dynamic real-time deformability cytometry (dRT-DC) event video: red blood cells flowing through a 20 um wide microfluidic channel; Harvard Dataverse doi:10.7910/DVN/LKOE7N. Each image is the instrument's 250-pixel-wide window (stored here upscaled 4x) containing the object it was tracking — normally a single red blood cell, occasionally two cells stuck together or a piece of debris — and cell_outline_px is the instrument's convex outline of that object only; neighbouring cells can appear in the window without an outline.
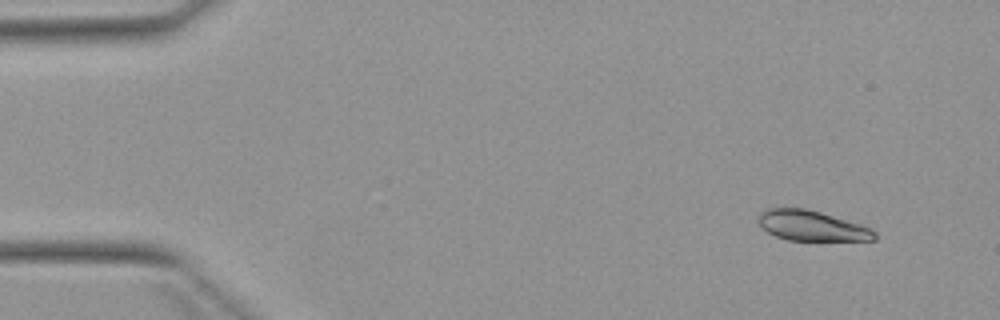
{"species": "Egyptian fruit bat (a non-hibernating species)", "species_latin": "Rousettus aegyptiacus", "temperature_condition": "warm", "stored_images_in_passage": 4, "camera_frame_rate_fps": 3000, "um_per_image_px": 0.085, "animal": {"sex": "female"}, "frame": {"image": 1, "passage_image": 1, "time_ms": 0.0, "image_size_px": [1000, 320], "cell_outline_px": [[876, 240], [788, 240], [776, 236], [768, 232], [756, 220], [756, 216], [760, 212], [768, 208], [804, 208], [820, 212], [860, 224], [872, 228], [876, 232]], "centroid_in_image_um": [68.98, 19.18], "position_along_channel_um": 16.0, "area_um2": 20.4}}
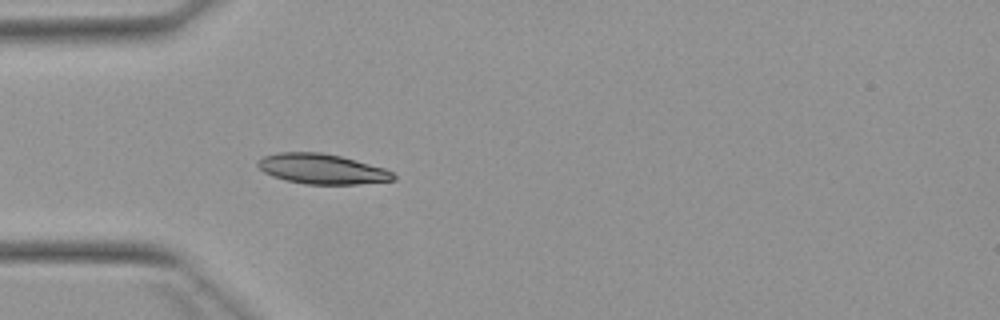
{"frame": {"image": 2, "passage_image": 4, "time_ms": 3.667, "image_size_px": [1000, 320], "cell_outline_px": [[396, 180], [356, 184], [304, 184], [284, 180], [272, 176], [264, 172], [256, 164], [256, 160], [264, 156], [280, 152], [320, 152], [340, 156], [384, 168], [392, 172], [396, 176]], "centroid_in_image_um": [27.34, 14.36], "position_along_channel_um": 57.7, "area_um2": 23.76}}